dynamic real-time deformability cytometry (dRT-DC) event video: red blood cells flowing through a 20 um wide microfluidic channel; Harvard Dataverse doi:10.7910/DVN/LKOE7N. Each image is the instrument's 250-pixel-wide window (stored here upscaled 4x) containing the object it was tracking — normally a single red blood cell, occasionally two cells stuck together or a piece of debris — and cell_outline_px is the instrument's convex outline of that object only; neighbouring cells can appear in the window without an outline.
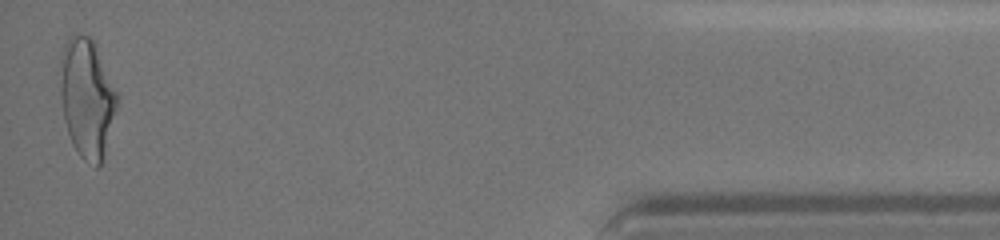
{"species": "human", "species_latin": "Homo sapiens", "temperature_condition": "cold", "stored_images_in_passage": 34, "camera_frame_rate_fps": 3000, "um_per_image_px": 0.085, "donor": {"sex": "female"}, "frame": {"image": 1, "passage_image": 34, "time_ms": 13.0, "image_size_px": [1000, 240], "cell_outline_px": [[120, 96], [104, 160], [96, 168], [84, 160], [80, 156], [72, 144], [64, 120], [60, 92], [60, 52], [64, 44], [72, 36], [88, 36], [92, 40]], "centroid_in_image_um": [7.41, 8.39], "position_along_channel_um": 427.8, "area_um2": 39.71}, "authors_computed_cell_mechanics": {"area_um2": 36.5585, "velocity_mm_per_s": 3.6126, "shape_relaxation_time_tau1_ms": 5.6626, "shape_relaxation_time_tau2_ms": 1.5956, "deformation_change_tau1": 0.2057, "deformation_change_tau2": 0.0965}}